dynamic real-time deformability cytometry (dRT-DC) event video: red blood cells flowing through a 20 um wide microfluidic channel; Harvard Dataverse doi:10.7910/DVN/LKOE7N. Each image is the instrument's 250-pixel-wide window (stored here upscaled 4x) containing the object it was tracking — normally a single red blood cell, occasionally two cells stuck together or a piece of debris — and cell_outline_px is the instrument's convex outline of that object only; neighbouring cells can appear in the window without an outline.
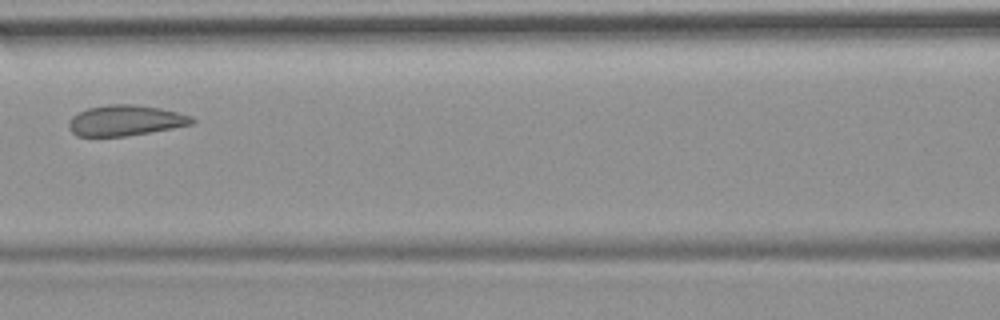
{"species": "common noctule bat (a hibernating species)", "species_latin": "Nyctalus noctula", "temperature_condition": "room temperature", "stored_images_in_passage": 7, "camera_frame_rate_fps": 3000, "um_per_image_px": 0.085, "animal": {"sex": "female", "body_mass_g": 19.9}, "frame": {"image": 1, "passage_image": 4, "time_ms": 4.667, "image_size_px": [1000, 320], "cell_outline_px": [[196, 120], [192, 124], [172, 128], [124, 136], [76, 136], [68, 128], [68, 124], [72, 116], [88, 108], [108, 104], [136, 104], [160, 108], [192, 116]], "centroid_in_image_um": [10.65, 10.23], "position_along_channel_um": 156.0, "area_um2": 21.85}}
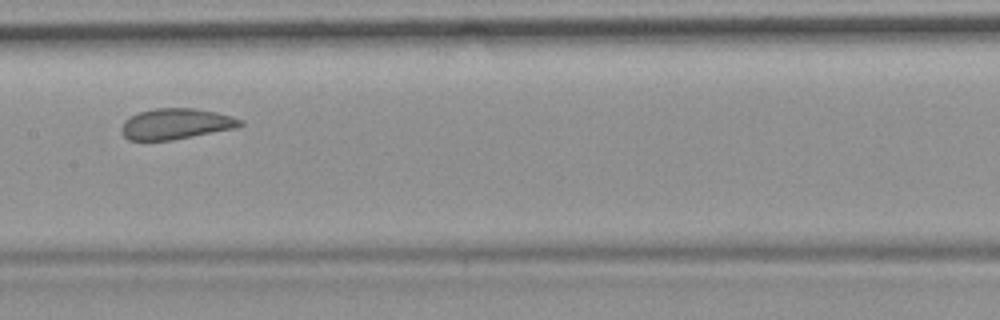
{"frame": {"image": 2, "passage_image": 5, "time_ms": 5.667, "image_size_px": [1000, 320], "cell_outline_px": [[244, 124], [236, 128], [172, 140], [128, 140], [120, 132], [120, 128], [124, 120], [140, 112], [156, 108], [196, 108], [216, 112], [232, 116], [244, 120]], "centroid_in_image_um": [14.97, 10.53], "position_along_channel_um": 192.4, "area_um2": 21.39}}